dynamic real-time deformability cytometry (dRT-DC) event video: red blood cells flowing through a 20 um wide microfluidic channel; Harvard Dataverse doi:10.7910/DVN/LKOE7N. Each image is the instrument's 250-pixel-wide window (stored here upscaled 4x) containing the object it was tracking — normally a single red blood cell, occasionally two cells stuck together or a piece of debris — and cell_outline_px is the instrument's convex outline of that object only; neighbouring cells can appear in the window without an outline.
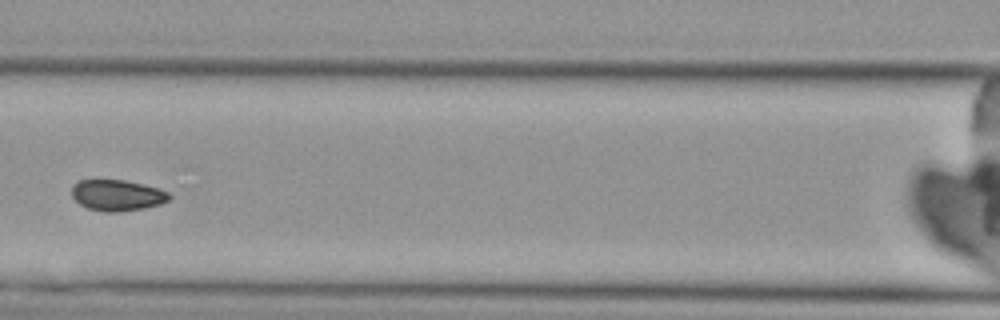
{"species": "Egyptian fruit bat (a non-hibernating species)", "species_latin": "Rousettus aegyptiacus", "temperature_condition": "cold", "stored_images_in_passage": 4, "camera_frame_rate_fps": 3000, "um_per_image_px": 0.085, "animal": {"sex": "female"}, "frame": {"image": 1, "passage_image": 4, "time_ms": 3.667, "image_size_px": [1000, 320], "cell_outline_px": [[172, 196], [168, 200], [160, 204], [144, 208], [120, 212], [104, 212], [88, 208], [80, 204], [72, 196], [72, 184], [80, 180], [124, 180], [156, 188], [168, 192]], "centroid_in_image_um": [9.94, 16.6], "position_along_channel_um": 156.7, "area_um2": 17.51}}